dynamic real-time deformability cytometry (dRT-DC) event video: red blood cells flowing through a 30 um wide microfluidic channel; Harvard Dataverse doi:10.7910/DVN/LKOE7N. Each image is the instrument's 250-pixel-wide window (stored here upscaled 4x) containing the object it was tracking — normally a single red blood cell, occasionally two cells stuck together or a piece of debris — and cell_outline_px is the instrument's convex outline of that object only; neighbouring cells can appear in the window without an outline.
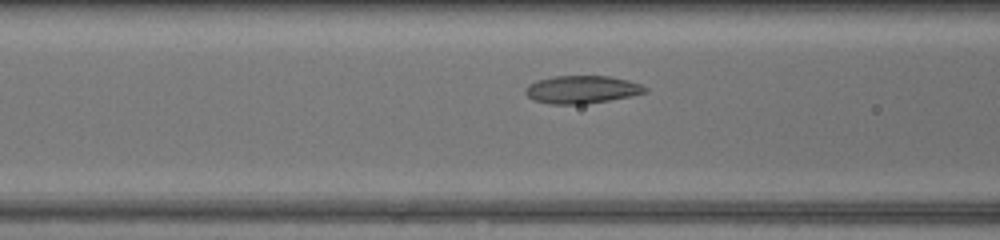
{"species": "common noctule bat (a hibernating species)", "species_latin": "Nyctalus noctula", "temperature_condition": "warm", "stored_images_in_passage": 37, "camera_frame_rate_fps": 3000, "um_per_image_px": 0.085, "animal": {"sex": "female", "body_mass_g": 17.0, "forearm_length_mm": 48.0}, "frame": {"image": 1, "passage_image": 10, "time_ms": 3.0, "image_size_px": [1000, 240], "cell_outline_px": [[648, 92], [632, 96], [584, 104], [552, 104], [532, 100], [524, 92], [524, 88], [528, 84], [536, 80], [552, 76], [608, 76], [628, 80], [640, 84], [648, 88]], "centroid_in_image_um": [49.43, 7.6], "position_along_channel_um": 117.2, "area_um2": 19.54}}
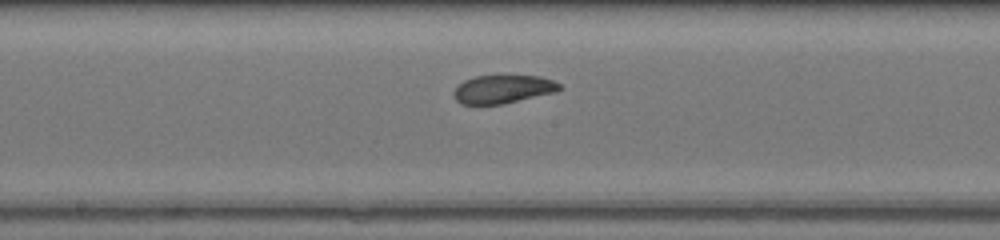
{"frame": {"image": 2, "passage_image": 16, "time_ms": 5.0, "image_size_px": [1000, 240], "cell_outline_px": [[560, 88], [556, 92], [504, 104], [460, 104], [452, 96], [452, 92], [464, 80], [476, 76], [540, 76], [552, 80], [560, 84]], "centroid_in_image_um": [42.72, 7.59], "position_along_channel_um": 205.5, "area_um2": 17.4}}
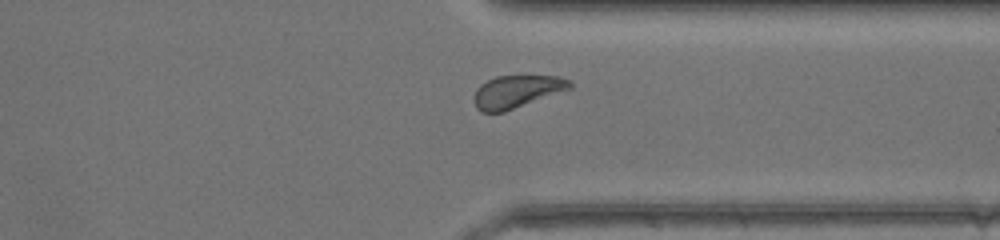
{"frame": {"image": 3, "passage_image": 27, "time_ms": 8.667, "image_size_px": [1000, 240], "cell_outline_px": [[572, 88], [504, 112], [480, 112], [476, 108], [476, 88], [480, 84], [496, 76], [560, 76], [572, 80]], "centroid_in_image_um": [43.96, 7.77], "position_along_channel_um": 367.4, "area_um2": 18.09}, "authors_computed_cell_mechanics": {"area_um2": 18.8428, "velocity_mm_per_s": 4.418, "shape_relaxation_time_tau1_ms": null, "shape_relaxation_time_tau2_ms": 6.9356, "deformation_change_tau1": null, "deformation_change_tau2": 0.1379}}